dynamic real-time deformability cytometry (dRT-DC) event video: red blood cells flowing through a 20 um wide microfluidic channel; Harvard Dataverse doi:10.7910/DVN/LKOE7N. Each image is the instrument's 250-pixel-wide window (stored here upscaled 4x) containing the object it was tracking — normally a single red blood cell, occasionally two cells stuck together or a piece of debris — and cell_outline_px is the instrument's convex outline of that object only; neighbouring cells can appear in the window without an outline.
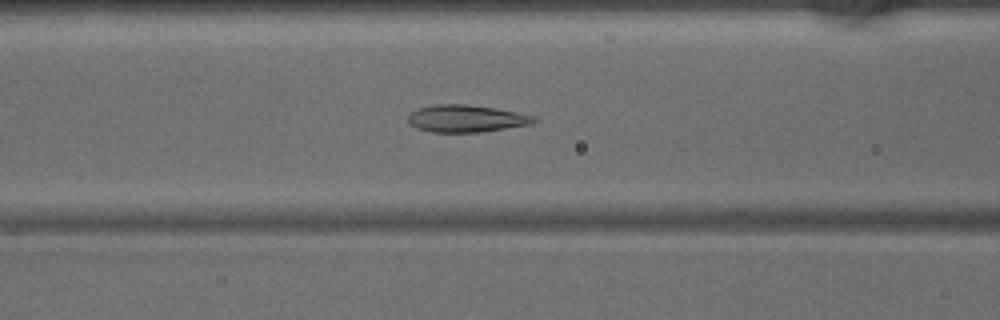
{"species": "common noctule bat (a hibernating species)", "species_latin": "Nyctalus noctula", "temperature_condition": "warm", "stored_images_in_passage": 29, "camera_frame_rate_fps": 3000, "um_per_image_px": 0.085, "animal": {"sex": "male", "body_mass_g": 15.6}, "frame": {"image": 1, "passage_image": 12, "time_ms": 3.667, "image_size_px": [1000, 320], "cell_outline_px": [[536, 120], [532, 124], [480, 132], [432, 132], [416, 128], [408, 124], [408, 116], [416, 108], [432, 104], [468, 104], [496, 108], [536, 116]], "centroid_in_image_um": [39.59, 10.07], "position_along_channel_um": 127.0, "area_um2": 20.11}}
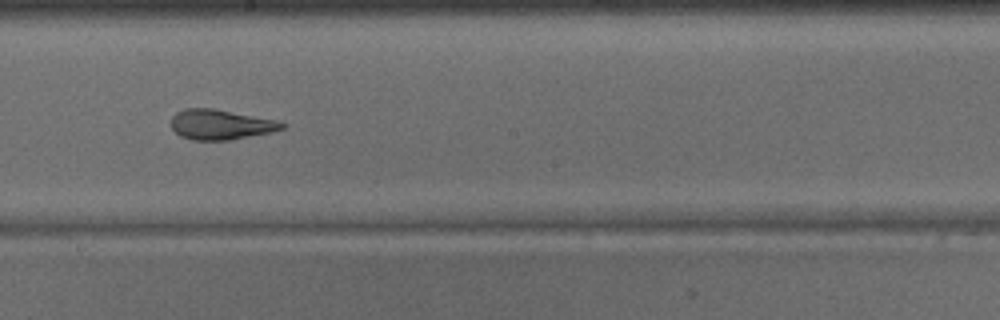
{"frame": {"image": 2, "passage_image": 19, "time_ms": 6.0, "image_size_px": [1000, 320], "cell_outline_px": [[288, 124], [284, 128], [272, 132], [228, 140], [192, 140], [180, 136], [172, 128], [172, 116], [176, 112], [184, 108], [212, 108], [276, 120]], "centroid_in_image_um": [18.75, 10.58], "position_along_channel_um": 229.5, "area_um2": 19.36}}
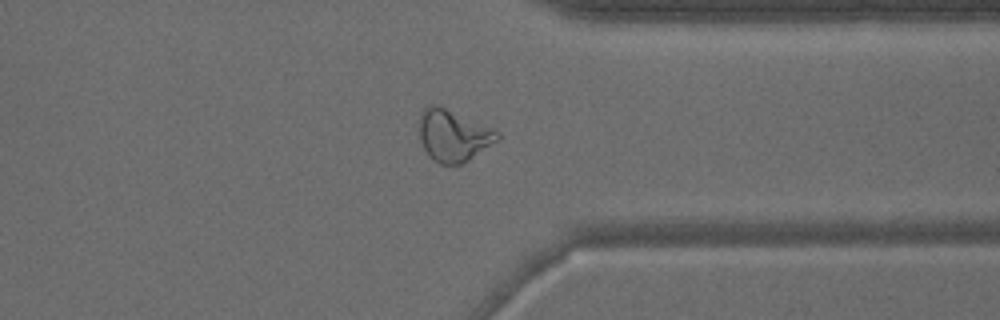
{"frame": {"image": 3, "passage_image": 29, "time_ms": 9.333, "image_size_px": [1000, 320], "cell_outline_px": [[500, 140], [468, 160], [460, 164], [440, 164], [432, 160], [424, 148], [420, 140], [420, 116], [424, 108], [428, 104], [436, 104], [492, 128], [500, 132]], "centroid_in_image_um": [38.54, 11.52], "position_along_channel_um": 372.9, "area_um2": 23.41}}